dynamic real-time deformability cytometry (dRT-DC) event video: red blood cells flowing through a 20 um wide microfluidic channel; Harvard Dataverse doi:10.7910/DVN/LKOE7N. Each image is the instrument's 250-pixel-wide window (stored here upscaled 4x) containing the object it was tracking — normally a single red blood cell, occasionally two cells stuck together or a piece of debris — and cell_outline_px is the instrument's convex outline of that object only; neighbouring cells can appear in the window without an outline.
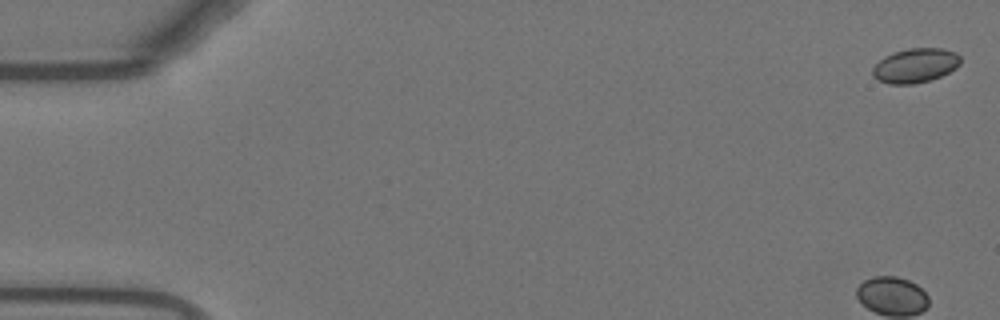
{"species": "Egyptian fruit bat (a non-hibernating species)", "species_latin": "Rousettus aegyptiacus", "temperature_condition": "warm", "stored_images_in_passage": 55, "camera_frame_rate_fps": 3000, "um_per_image_px": 0.085, "animal": {"sex": "female"}, "frame": {"image": 1, "passage_image": 1, "time_ms": 0.0, "image_size_px": [1000, 320], "cell_outline_px": [[960, 64], [956, 68], [940, 76], [928, 80], [912, 84], [888, 84], [876, 80], [872, 76], [872, 68], [884, 56], [892, 52], [908, 48], [940, 48], [956, 52], [960, 56]], "centroid_in_image_um": [77.77, 5.56], "position_along_channel_um": 7.2, "area_um2": 17.69}}
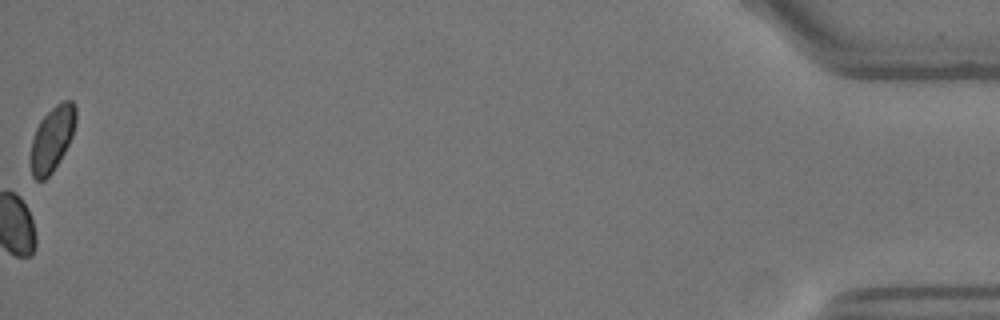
{"frame": {"image": 2, "passage_image": 55, "time_ms": 18.0, "image_size_px": [1000, 320], "cell_outline_px": [[76, 120], [72, 136], [64, 152], [52, 172], [44, 180], [36, 180], [32, 176], [32, 140], [36, 128], [40, 120], [56, 104], [64, 100], [72, 100], [76, 108]], "centroid_in_image_um": [4.45, 11.76], "position_along_channel_um": 430.7, "area_um2": 16.7}, "authors_computed_cell_mechanics": {"area_um2": 16.473, "velocity_mm_per_s": 3.7128, "shape_relaxation_time_tau1_ms": 0.2551, "shape_relaxation_time_tau2_ms": null, "deformation_change_tau1": 0.0189, "deformation_change_tau2": null}}